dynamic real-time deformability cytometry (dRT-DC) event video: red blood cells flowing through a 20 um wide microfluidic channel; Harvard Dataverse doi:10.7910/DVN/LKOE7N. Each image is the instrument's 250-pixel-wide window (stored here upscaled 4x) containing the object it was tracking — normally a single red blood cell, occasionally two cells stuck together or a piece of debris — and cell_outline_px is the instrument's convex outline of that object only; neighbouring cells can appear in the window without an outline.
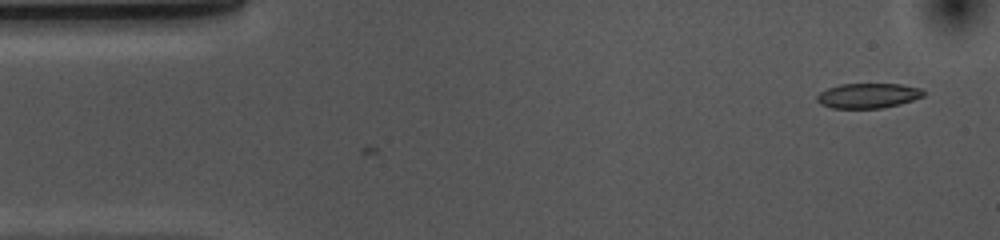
{"species": "common noctule bat (a hibernating species)", "species_latin": "Nyctalus noctula", "temperature_condition": "cold", "stored_images_in_passage": 3, "camera_frame_rate_fps": 3000, "um_per_image_px": 0.085, "animal": {"sex": "female", "body_mass_g": 10.0, "forearm_length_mm": 53.1}, "frame": {"image": 1, "passage_image": 3, "time_ms": 0.667, "image_size_px": [1000, 240], "cell_outline_px": [[924, 96], [900, 104], [880, 108], [832, 108], [820, 104], [816, 100], [816, 96], [820, 92], [828, 88], [840, 84], [900, 84], [920, 88], [924, 92]], "centroid_in_image_um": [73.76, 8.13], "position_along_channel_um": 11.2, "area_um2": 15.43}}